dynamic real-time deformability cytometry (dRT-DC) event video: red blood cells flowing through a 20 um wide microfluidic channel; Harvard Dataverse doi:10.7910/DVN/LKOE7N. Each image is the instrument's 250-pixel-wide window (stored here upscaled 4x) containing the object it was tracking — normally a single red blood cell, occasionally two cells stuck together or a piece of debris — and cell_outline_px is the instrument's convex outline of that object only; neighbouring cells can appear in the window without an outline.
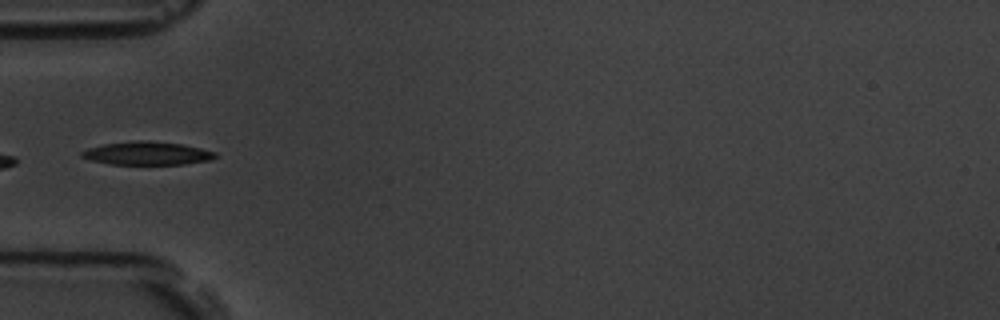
{"species": "common noctule bat (a hibernating species)", "species_latin": "Nyctalus noctula", "temperature_condition": "room temperature", "stored_images_in_passage": 4, "camera_frame_rate_fps": 3000, "um_per_image_px": 0.085, "animal": {"sex": "male", "body_mass_g": 19.5, "forearm_length_mm": 54.6}, "frame": {"image": 1, "passage_image": 4, "time_ms": 3.333, "image_size_px": [1000, 320], "cell_outline_px": [[220, 156], [208, 160], [184, 164], [112, 164], [92, 160], [80, 156], [80, 152], [88, 148], [104, 144], [136, 140], [148, 140], [180, 144], [200, 148], [216, 152]], "centroid_in_image_um": [12.52, 13.02], "position_along_channel_um": 72.5, "area_um2": 17.98}}